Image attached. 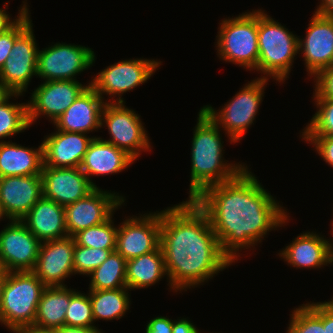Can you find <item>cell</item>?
Listing matches in <instances>:
<instances>
[{
	"mask_svg": "<svg viewBox=\"0 0 333 333\" xmlns=\"http://www.w3.org/2000/svg\"><path fill=\"white\" fill-rule=\"evenodd\" d=\"M89 277V290L127 288L126 260L117 251H113L107 260L89 274Z\"/></svg>",
	"mask_w": 333,
	"mask_h": 333,
	"instance_id": "obj_29",
	"label": "cell"
},
{
	"mask_svg": "<svg viewBox=\"0 0 333 333\" xmlns=\"http://www.w3.org/2000/svg\"><path fill=\"white\" fill-rule=\"evenodd\" d=\"M43 145L28 148L16 142H0V178L41 175Z\"/></svg>",
	"mask_w": 333,
	"mask_h": 333,
	"instance_id": "obj_25",
	"label": "cell"
},
{
	"mask_svg": "<svg viewBox=\"0 0 333 333\" xmlns=\"http://www.w3.org/2000/svg\"><path fill=\"white\" fill-rule=\"evenodd\" d=\"M161 211L129 216L118 224L116 251L129 260L160 246Z\"/></svg>",
	"mask_w": 333,
	"mask_h": 333,
	"instance_id": "obj_12",
	"label": "cell"
},
{
	"mask_svg": "<svg viewBox=\"0 0 333 333\" xmlns=\"http://www.w3.org/2000/svg\"><path fill=\"white\" fill-rule=\"evenodd\" d=\"M21 221L40 242L61 239L68 236L65 208L43 196L34 204Z\"/></svg>",
	"mask_w": 333,
	"mask_h": 333,
	"instance_id": "obj_24",
	"label": "cell"
},
{
	"mask_svg": "<svg viewBox=\"0 0 333 333\" xmlns=\"http://www.w3.org/2000/svg\"><path fill=\"white\" fill-rule=\"evenodd\" d=\"M27 0L23 1L22 6L20 7L18 15L15 16V19L11 18V15L8 14L6 9H8V3H4L5 8H0V34L5 32L8 28H10L17 20L18 18L26 11L29 10L28 4L26 2Z\"/></svg>",
	"mask_w": 333,
	"mask_h": 333,
	"instance_id": "obj_40",
	"label": "cell"
},
{
	"mask_svg": "<svg viewBox=\"0 0 333 333\" xmlns=\"http://www.w3.org/2000/svg\"><path fill=\"white\" fill-rule=\"evenodd\" d=\"M316 105V113L307 123L300 136H332L333 137V98H312Z\"/></svg>",
	"mask_w": 333,
	"mask_h": 333,
	"instance_id": "obj_33",
	"label": "cell"
},
{
	"mask_svg": "<svg viewBox=\"0 0 333 333\" xmlns=\"http://www.w3.org/2000/svg\"><path fill=\"white\" fill-rule=\"evenodd\" d=\"M299 55L302 53L307 75L317 73L333 65V18L313 13L305 38H298ZM301 52V53H300Z\"/></svg>",
	"mask_w": 333,
	"mask_h": 333,
	"instance_id": "obj_16",
	"label": "cell"
},
{
	"mask_svg": "<svg viewBox=\"0 0 333 333\" xmlns=\"http://www.w3.org/2000/svg\"><path fill=\"white\" fill-rule=\"evenodd\" d=\"M57 333H104L101 332V329L98 327L92 328H81V327H71V326H62L61 328L56 329Z\"/></svg>",
	"mask_w": 333,
	"mask_h": 333,
	"instance_id": "obj_43",
	"label": "cell"
},
{
	"mask_svg": "<svg viewBox=\"0 0 333 333\" xmlns=\"http://www.w3.org/2000/svg\"><path fill=\"white\" fill-rule=\"evenodd\" d=\"M286 333H325L323 302H307L291 311Z\"/></svg>",
	"mask_w": 333,
	"mask_h": 333,
	"instance_id": "obj_31",
	"label": "cell"
},
{
	"mask_svg": "<svg viewBox=\"0 0 333 333\" xmlns=\"http://www.w3.org/2000/svg\"><path fill=\"white\" fill-rule=\"evenodd\" d=\"M94 136L56 130L44 136L43 166L55 168L80 167Z\"/></svg>",
	"mask_w": 333,
	"mask_h": 333,
	"instance_id": "obj_21",
	"label": "cell"
},
{
	"mask_svg": "<svg viewBox=\"0 0 333 333\" xmlns=\"http://www.w3.org/2000/svg\"><path fill=\"white\" fill-rule=\"evenodd\" d=\"M172 333H201L199 329L187 318L173 320ZM212 333V332H211Z\"/></svg>",
	"mask_w": 333,
	"mask_h": 333,
	"instance_id": "obj_41",
	"label": "cell"
},
{
	"mask_svg": "<svg viewBox=\"0 0 333 333\" xmlns=\"http://www.w3.org/2000/svg\"><path fill=\"white\" fill-rule=\"evenodd\" d=\"M38 50L32 23L15 40L9 57L0 69V83L9 93L24 95L32 78L37 77Z\"/></svg>",
	"mask_w": 333,
	"mask_h": 333,
	"instance_id": "obj_11",
	"label": "cell"
},
{
	"mask_svg": "<svg viewBox=\"0 0 333 333\" xmlns=\"http://www.w3.org/2000/svg\"><path fill=\"white\" fill-rule=\"evenodd\" d=\"M7 217L6 215L4 214L3 210H2V207H1V204H0V221L5 220Z\"/></svg>",
	"mask_w": 333,
	"mask_h": 333,
	"instance_id": "obj_48",
	"label": "cell"
},
{
	"mask_svg": "<svg viewBox=\"0 0 333 333\" xmlns=\"http://www.w3.org/2000/svg\"><path fill=\"white\" fill-rule=\"evenodd\" d=\"M46 286L32 271L6 272L0 303V323L15 333L33 327L37 306Z\"/></svg>",
	"mask_w": 333,
	"mask_h": 333,
	"instance_id": "obj_5",
	"label": "cell"
},
{
	"mask_svg": "<svg viewBox=\"0 0 333 333\" xmlns=\"http://www.w3.org/2000/svg\"><path fill=\"white\" fill-rule=\"evenodd\" d=\"M307 144H311L316 153L333 167V137L332 136H300Z\"/></svg>",
	"mask_w": 333,
	"mask_h": 333,
	"instance_id": "obj_38",
	"label": "cell"
},
{
	"mask_svg": "<svg viewBox=\"0 0 333 333\" xmlns=\"http://www.w3.org/2000/svg\"><path fill=\"white\" fill-rule=\"evenodd\" d=\"M42 196L41 175L0 178V204L7 220H21Z\"/></svg>",
	"mask_w": 333,
	"mask_h": 333,
	"instance_id": "obj_20",
	"label": "cell"
},
{
	"mask_svg": "<svg viewBox=\"0 0 333 333\" xmlns=\"http://www.w3.org/2000/svg\"><path fill=\"white\" fill-rule=\"evenodd\" d=\"M162 61L157 59L133 58L118 61L98 72L91 79V87L104 100L109 95L108 103H126L123 94L144 84L159 69ZM104 95V96H103ZM117 98H115V97ZM113 98H115L113 100Z\"/></svg>",
	"mask_w": 333,
	"mask_h": 333,
	"instance_id": "obj_8",
	"label": "cell"
},
{
	"mask_svg": "<svg viewBox=\"0 0 333 333\" xmlns=\"http://www.w3.org/2000/svg\"><path fill=\"white\" fill-rule=\"evenodd\" d=\"M191 141V173L189 197L194 200L206 188L235 178L246 163H227L221 129L200 109Z\"/></svg>",
	"mask_w": 333,
	"mask_h": 333,
	"instance_id": "obj_3",
	"label": "cell"
},
{
	"mask_svg": "<svg viewBox=\"0 0 333 333\" xmlns=\"http://www.w3.org/2000/svg\"><path fill=\"white\" fill-rule=\"evenodd\" d=\"M30 10H26L5 32L0 34V69L9 57L15 40L32 24Z\"/></svg>",
	"mask_w": 333,
	"mask_h": 333,
	"instance_id": "obj_36",
	"label": "cell"
},
{
	"mask_svg": "<svg viewBox=\"0 0 333 333\" xmlns=\"http://www.w3.org/2000/svg\"><path fill=\"white\" fill-rule=\"evenodd\" d=\"M160 246L171 291L195 288L233 263L222 253L207 214L186 200L161 210Z\"/></svg>",
	"mask_w": 333,
	"mask_h": 333,
	"instance_id": "obj_2",
	"label": "cell"
},
{
	"mask_svg": "<svg viewBox=\"0 0 333 333\" xmlns=\"http://www.w3.org/2000/svg\"><path fill=\"white\" fill-rule=\"evenodd\" d=\"M90 85V81L86 85L74 80L43 81L27 102L30 127L43 115L54 123Z\"/></svg>",
	"mask_w": 333,
	"mask_h": 333,
	"instance_id": "obj_14",
	"label": "cell"
},
{
	"mask_svg": "<svg viewBox=\"0 0 333 333\" xmlns=\"http://www.w3.org/2000/svg\"><path fill=\"white\" fill-rule=\"evenodd\" d=\"M105 103L100 95L88 86L58 117L53 125L56 130L89 134L101 129V114Z\"/></svg>",
	"mask_w": 333,
	"mask_h": 333,
	"instance_id": "obj_22",
	"label": "cell"
},
{
	"mask_svg": "<svg viewBox=\"0 0 333 333\" xmlns=\"http://www.w3.org/2000/svg\"><path fill=\"white\" fill-rule=\"evenodd\" d=\"M164 277L168 279L161 246L148 254L126 260V286L129 290L148 288Z\"/></svg>",
	"mask_w": 333,
	"mask_h": 333,
	"instance_id": "obj_27",
	"label": "cell"
},
{
	"mask_svg": "<svg viewBox=\"0 0 333 333\" xmlns=\"http://www.w3.org/2000/svg\"><path fill=\"white\" fill-rule=\"evenodd\" d=\"M77 289L68 286L46 287L37 306L33 327L42 330H56L64 326L71 296Z\"/></svg>",
	"mask_w": 333,
	"mask_h": 333,
	"instance_id": "obj_26",
	"label": "cell"
},
{
	"mask_svg": "<svg viewBox=\"0 0 333 333\" xmlns=\"http://www.w3.org/2000/svg\"><path fill=\"white\" fill-rule=\"evenodd\" d=\"M9 92L4 88V86L0 83V101L4 99Z\"/></svg>",
	"mask_w": 333,
	"mask_h": 333,
	"instance_id": "obj_47",
	"label": "cell"
},
{
	"mask_svg": "<svg viewBox=\"0 0 333 333\" xmlns=\"http://www.w3.org/2000/svg\"><path fill=\"white\" fill-rule=\"evenodd\" d=\"M102 127H107L110 134L108 140H103L123 149L136 161L141 152L152 150L151 139L140 115L125 103H105L101 114Z\"/></svg>",
	"mask_w": 333,
	"mask_h": 333,
	"instance_id": "obj_9",
	"label": "cell"
},
{
	"mask_svg": "<svg viewBox=\"0 0 333 333\" xmlns=\"http://www.w3.org/2000/svg\"><path fill=\"white\" fill-rule=\"evenodd\" d=\"M0 231V266L5 272L32 271L41 242L21 220H9Z\"/></svg>",
	"mask_w": 333,
	"mask_h": 333,
	"instance_id": "obj_15",
	"label": "cell"
},
{
	"mask_svg": "<svg viewBox=\"0 0 333 333\" xmlns=\"http://www.w3.org/2000/svg\"><path fill=\"white\" fill-rule=\"evenodd\" d=\"M316 13L333 18V0H320L317 9H315Z\"/></svg>",
	"mask_w": 333,
	"mask_h": 333,
	"instance_id": "obj_44",
	"label": "cell"
},
{
	"mask_svg": "<svg viewBox=\"0 0 333 333\" xmlns=\"http://www.w3.org/2000/svg\"><path fill=\"white\" fill-rule=\"evenodd\" d=\"M323 326L325 333H333V297L323 302Z\"/></svg>",
	"mask_w": 333,
	"mask_h": 333,
	"instance_id": "obj_42",
	"label": "cell"
},
{
	"mask_svg": "<svg viewBox=\"0 0 333 333\" xmlns=\"http://www.w3.org/2000/svg\"><path fill=\"white\" fill-rule=\"evenodd\" d=\"M43 197L65 207L84 198L96 187L90 182L80 167H42Z\"/></svg>",
	"mask_w": 333,
	"mask_h": 333,
	"instance_id": "obj_18",
	"label": "cell"
},
{
	"mask_svg": "<svg viewBox=\"0 0 333 333\" xmlns=\"http://www.w3.org/2000/svg\"><path fill=\"white\" fill-rule=\"evenodd\" d=\"M95 53L88 46L54 43L37 54V77L45 81L74 80L76 75L95 63Z\"/></svg>",
	"mask_w": 333,
	"mask_h": 333,
	"instance_id": "obj_10",
	"label": "cell"
},
{
	"mask_svg": "<svg viewBox=\"0 0 333 333\" xmlns=\"http://www.w3.org/2000/svg\"><path fill=\"white\" fill-rule=\"evenodd\" d=\"M268 81L270 80L264 77L248 81L218 110L210 104L201 107L219 128H223L221 130L225 132L231 144L241 140L248 128L254 124Z\"/></svg>",
	"mask_w": 333,
	"mask_h": 333,
	"instance_id": "obj_7",
	"label": "cell"
},
{
	"mask_svg": "<svg viewBox=\"0 0 333 333\" xmlns=\"http://www.w3.org/2000/svg\"><path fill=\"white\" fill-rule=\"evenodd\" d=\"M274 198L247 166L194 201L207 214L222 253L235 263L242 249L255 248L270 231L289 223L287 209Z\"/></svg>",
	"mask_w": 333,
	"mask_h": 333,
	"instance_id": "obj_1",
	"label": "cell"
},
{
	"mask_svg": "<svg viewBox=\"0 0 333 333\" xmlns=\"http://www.w3.org/2000/svg\"><path fill=\"white\" fill-rule=\"evenodd\" d=\"M65 326L92 328L96 327L92 313V305L89 294L76 291L70 299L66 312Z\"/></svg>",
	"mask_w": 333,
	"mask_h": 333,
	"instance_id": "obj_34",
	"label": "cell"
},
{
	"mask_svg": "<svg viewBox=\"0 0 333 333\" xmlns=\"http://www.w3.org/2000/svg\"><path fill=\"white\" fill-rule=\"evenodd\" d=\"M5 281H6V272L2 269L0 271V303L2 299V291Z\"/></svg>",
	"mask_w": 333,
	"mask_h": 333,
	"instance_id": "obj_46",
	"label": "cell"
},
{
	"mask_svg": "<svg viewBox=\"0 0 333 333\" xmlns=\"http://www.w3.org/2000/svg\"><path fill=\"white\" fill-rule=\"evenodd\" d=\"M19 96L22 94L9 93L0 101V142L30 128L27 103L9 101L14 97L18 99Z\"/></svg>",
	"mask_w": 333,
	"mask_h": 333,
	"instance_id": "obj_30",
	"label": "cell"
},
{
	"mask_svg": "<svg viewBox=\"0 0 333 333\" xmlns=\"http://www.w3.org/2000/svg\"><path fill=\"white\" fill-rule=\"evenodd\" d=\"M74 247L75 240L71 236L41 242L32 272L46 287L67 286L65 279L75 275Z\"/></svg>",
	"mask_w": 333,
	"mask_h": 333,
	"instance_id": "obj_17",
	"label": "cell"
},
{
	"mask_svg": "<svg viewBox=\"0 0 333 333\" xmlns=\"http://www.w3.org/2000/svg\"><path fill=\"white\" fill-rule=\"evenodd\" d=\"M219 25L215 42L219 59L249 71H257L258 10L224 18Z\"/></svg>",
	"mask_w": 333,
	"mask_h": 333,
	"instance_id": "obj_6",
	"label": "cell"
},
{
	"mask_svg": "<svg viewBox=\"0 0 333 333\" xmlns=\"http://www.w3.org/2000/svg\"><path fill=\"white\" fill-rule=\"evenodd\" d=\"M125 197L117 192L96 187L84 198L65 206L68 236L73 237L81 230L99 225L108 220L115 210L122 207Z\"/></svg>",
	"mask_w": 333,
	"mask_h": 333,
	"instance_id": "obj_13",
	"label": "cell"
},
{
	"mask_svg": "<svg viewBox=\"0 0 333 333\" xmlns=\"http://www.w3.org/2000/svg\"><path fill=\"white\" fill-rule=\"evenodd\" d=\"M313 79V98H333V65L321 70Z\"/></svg>",
	"mask_w": 333,
	"mask_h": 333,
	"instance_id": "obj_37",
	"label": "cell"
},
{
	"mask_svg": "<svg viewBox=\"0 0 333 333\" xmlns=\"http://www.w3.org/2000/svg\"><path fill=\"white\" fill-rule=\"evenodd\" d=\"M113 215L105 222L81 230L73 238L75 243L95 249L116 250L118 227L114 224Z\"/></svg>",
	"mask_w": 333,
	"mask_h": 333,
	"instance_id": "obj_32",
	"label": "cell"
},
{
	"mask_svg": "<svg viewBox=\"0 0 333 333\" xmlns=\"http://www.w3.org/2000/svg\"><path fill=\"white\" fill-rule=\"evenodd\" d=\"M333 237V225L331 224ZM321 233L306 231L294 238L292 243L279 251L278 255L296 269H320L332 265L333 238L326 239Z\"/></svg>",
	"mask_w": 333,
	"mask_h": 333,
	"instance_id": "obj_19",
	"label": "cell"
},
{
	"mask_svg": "<svg viewBox=\"0 0 333 333\" xmlns=\"http://www.w3.org/2000/svg\"><path fill=\"white\" fill-rule=\"evenodd\" d=\"M173 320L167 316H158L151 319L145 328V333H172Z\"/></svg>",
	"mask_w": 333,
	"mask_h": 333,
	"instance_id": "obj_39",
	"label": "cell"
},
{
	"mask_svg": "<svg viewBox=\"0 0 333 333\" xmlns=\"http://www.w3.org/2000/svg\"><path fill=\"white\" fill-rule=\"evenodd\" d=\"M113 251L116 250L95 249L80 246L75 243L73 256L75 275H86L88 277L94 269L107 260Z\"/></svg>",
	"mask_w": 333,
	"mask_h": 333,
	"instance_id": "obj_35",
	"label": "cell"
},
{
	"mask_svg": "<svg viewBox=\"0 0 333 333\" xmlns=\"http://www.w3.org/2000/svg\"><path fill=\"white\" fill-rule=\"evenodd\" d=\"M94 322L97 320H119L130 309L131 299L128 288L111 290H88Z\"/></svg>",
	"mask_w": 333,
	"mask_h": 333,
	"instance_id": "obj_28",
	"label": "cell"
},
{
	"mask_svg": "<svg viewBox=\"0 0 333 333\" xmlns=\"http://www.w3.org/2000/svg\"><path fill=\"white\" fill-rule=\"evenodd\" d=\"M136 160L123 149L95 136L89 144L80 169L90 182L98 187L91 176L117 174L127 169Z\"/></svg>",
	"mask_w": 333,
	"mask_h": 333,
	"instance_id": "obj_23",
	"label": "cell"
},
{
	"mask_svg": "<svg viewBox=\"0 0 333 333\" xmlns=\"http://www.w3.org/2000/svg\"><path fill=\"white\" fill-rule=\"evenodd\" d=\"M285 27L270 17L265 10L258 9L257 72L261 73V78L272 77L280 84L289 78L294 59L299 54V36Z\"/></svg>",
	"mask_w": 333,
	"mask_h": 333,
	"instance_id": "obj_4",
	"label": "cell"
},
{
	"mask_svg": "<svg viewBox=\"0 0 333 333\" xmlns=\"http://www.w3.org/2000/svg\"><path fill=\"white\" fill-rule=\"evenodd\" d=\"M15 333H57L56 330H42L34 327H25L17 330Z\"/></svg>",
	"mask_w": 333,
	"mask_h": 333,
	"instance_id": "obj_45",
	"label": "cell"
}]
</instances>
